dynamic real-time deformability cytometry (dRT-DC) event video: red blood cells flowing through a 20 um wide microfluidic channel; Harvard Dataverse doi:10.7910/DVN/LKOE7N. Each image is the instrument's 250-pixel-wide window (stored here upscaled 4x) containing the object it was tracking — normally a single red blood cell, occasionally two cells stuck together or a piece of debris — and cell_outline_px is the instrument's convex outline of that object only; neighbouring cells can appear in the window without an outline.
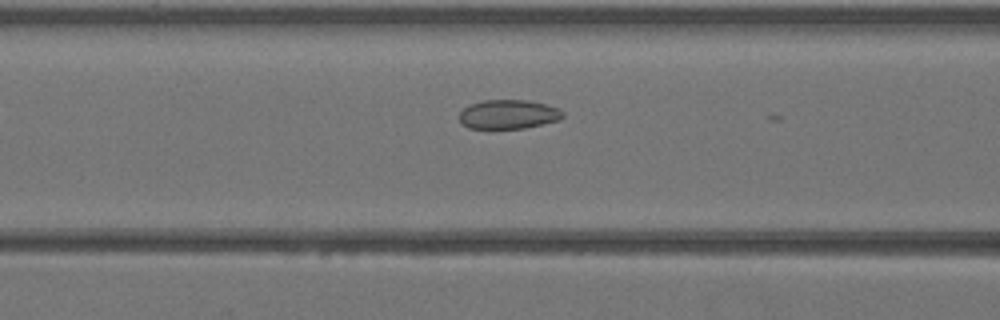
{"species": "Egyptian fruit bat (a non-hibernating species)", "species_latin": "Rousettus aegyptiacus", "temperature_condition": "warm", "stored_images_in_passage": 8, "camera_frame_rate_fps": 3000, "um_per_image_px": 0.085, "animal": {"sex": "female"}, "frame": {"image": 1, "passage_image": 6, "time_ms": 1.667, "image_size_px": [1000, 320], "cell_outline_px": [[564, 116], [560, 120], [524, 128], [468, 128], [460, 124], [460, 112], [468, 104], [484, 100], [528, 100], [560, 108], [564, 112]], "centroid_in_image_um": [43.21, 9.71], "position_along_channel_um": 123.4, "area_um2": 17.69}}